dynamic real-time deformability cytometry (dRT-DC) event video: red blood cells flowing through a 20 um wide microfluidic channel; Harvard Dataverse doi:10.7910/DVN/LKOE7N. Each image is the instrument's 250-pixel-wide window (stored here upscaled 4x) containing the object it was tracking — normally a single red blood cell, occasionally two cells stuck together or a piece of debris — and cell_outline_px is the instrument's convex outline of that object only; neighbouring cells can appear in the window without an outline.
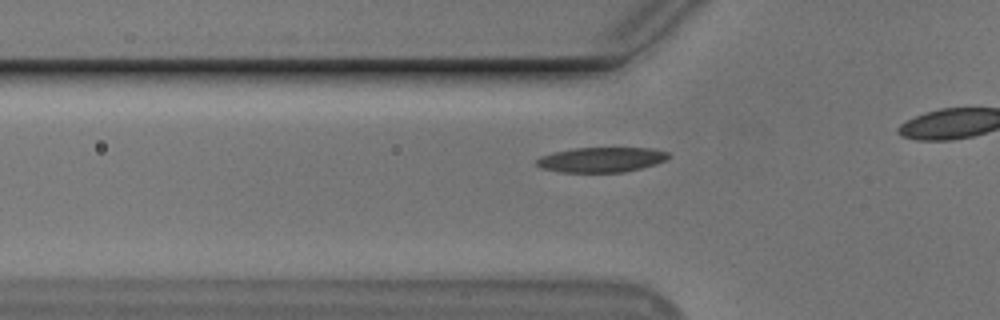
{"species": "Egyptian fruit bat (a non-hibernating species)", "species_latin": "Rousettus aegyptiacus", "temperature_condition": "cold", "stored_images_in_passage": 10, "camera_frame_rate_fps": 3000, "um_per_image_px": 0.085, "animal": {"sex": "male"}, "frame": {"image": 1, "passage_image": 4, "time_ms": 1.0, "image_size_px": [1000, 320], "cell_outline_px": [[668, 156], [664, 160], [656, 164], [624, 172], [560, 172], [540, 168], [536, 164], [536, 160], [540, 156], [552, 152], [572, 148], [652, 148], [668, 152]], "centroid_in_image_um": [51.05, 13.57], "position_along_channel_um": 74.7, "area_um2": 19.19}}
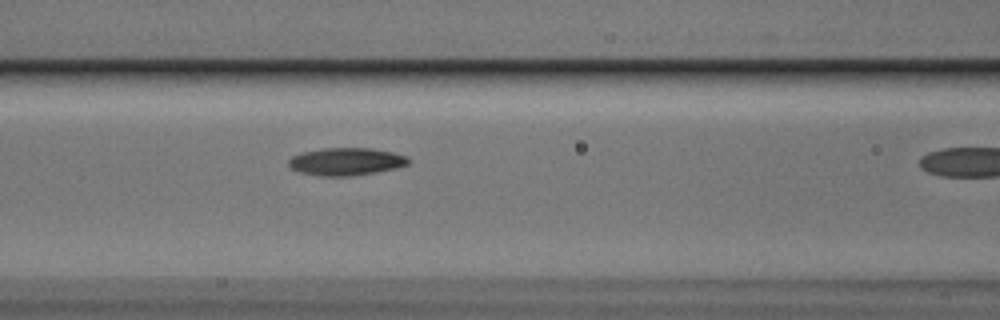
{"frame": {"image": 2, "passage_image": 9, "time_ms": 2.667, "image_size_px": [1000, 320], "cell_outline_px": [[412, 160], [408, 164], [396, 168], [376, 172], [352, 176], [320, 176], [300, 172], [292, 168], [288, 164], [288, 160], [292, 156], [304, 152], [320, 148], [372, 148], [392, 152], [408, 156]], "centroid_in_image_um": [29.45, 13.73], "position_along_channel_um": 137.1, "area_um2": 19.36}}